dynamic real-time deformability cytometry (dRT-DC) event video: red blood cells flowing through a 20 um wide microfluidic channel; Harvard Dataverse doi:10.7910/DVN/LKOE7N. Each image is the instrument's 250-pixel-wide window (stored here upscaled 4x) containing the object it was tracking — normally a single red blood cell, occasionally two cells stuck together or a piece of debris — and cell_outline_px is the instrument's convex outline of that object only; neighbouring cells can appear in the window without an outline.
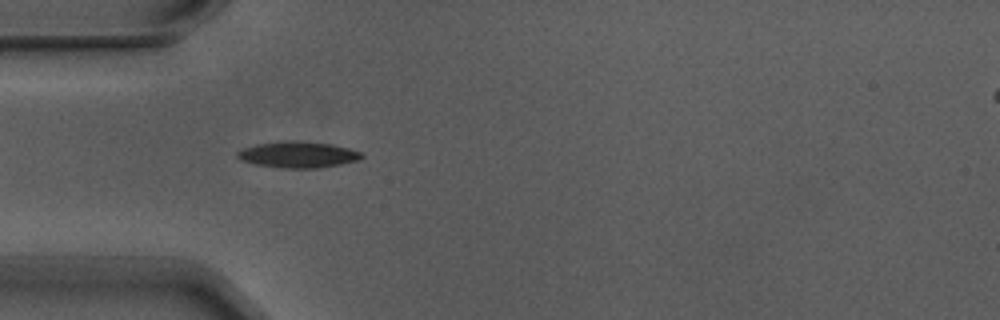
{"species": "Egyptian fruit bat (a non-hibernating species)", "species_latin": "Rousettus aegyptiacus", "temperature_condition": "warm", "stored_images_in_passage": 5, "camera_frame_rate_fps": 3000, "um_per_image_px": 0.085, "animal": {"sex": "male"}, "frame": {"image": 1, "passage_image": 1, "time_ms": 0.0, "image_size_px": [1000, 320], "cell_outline_px": [[364, 156], [360, 160], [320, 168], [284, 168], [256, 164], [240, 160], [236, 156], [236, 152], [244, 148], [256, 144], [332, 144], [348, 148], [360, 152]], "centroid_in_image_um": [25.36, 13.21], "position_along_channel_um": 59.6, "area_um2": 17.8}}
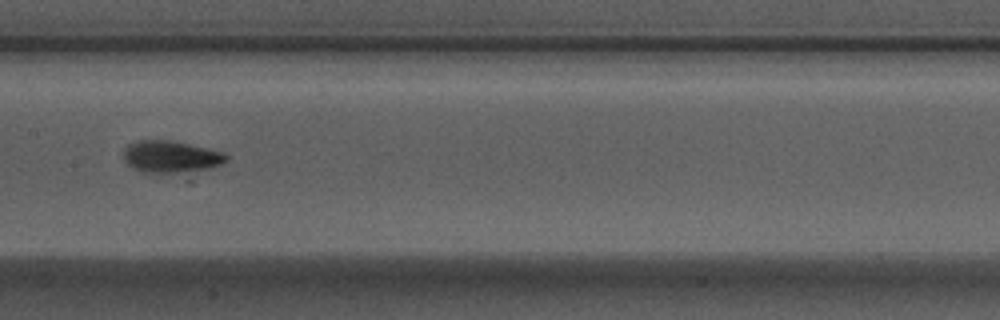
{"frame": {"image": 2, "passage_image": 4, "time_ms": 1.0, "image_size_px": [1000, 320], "cell_outline_px": [[228, 160], [212, 168], [176, 172], [140, 172], [132, 168], [124, 160], [124, 148], [128, 144], [140, 140], [168, 140], [188, 144], [224, 152], [228, 156]], "centroid_in_image_um": [14.5, 13.31], "position_along_channel_um": 192.9, "area_um2": 18.9}}
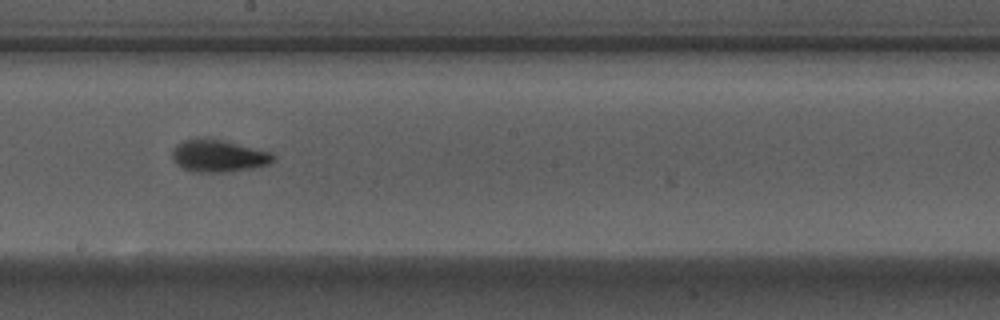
{"frame": {"image": 3, "passage_image": 5, "time_ms": 1.333, "image_size_px": [1000, 320], "cell_outline_px": [[276, 156], [268, 164], [252, 168], [224, 172], [192, 172], [184, 168], [172, 156], [172, 152], [176, 144], [184, 140], [224, 140], [272, 152]], "centroid_in_image_um": [18.62, 13.26], "position_along_channel_um": 229.6, "area_um2": 18.44}}